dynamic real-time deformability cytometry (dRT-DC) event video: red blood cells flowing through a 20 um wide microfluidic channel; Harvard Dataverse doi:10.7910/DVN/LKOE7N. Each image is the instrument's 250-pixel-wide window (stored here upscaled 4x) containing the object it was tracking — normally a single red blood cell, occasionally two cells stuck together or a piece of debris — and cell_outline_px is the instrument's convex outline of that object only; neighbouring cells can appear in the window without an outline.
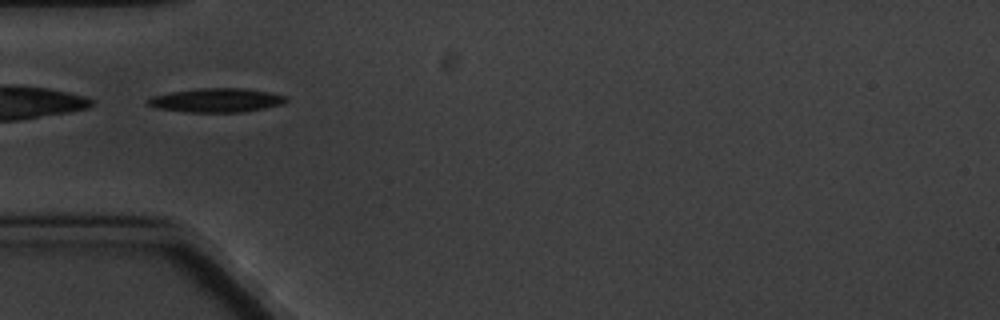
{"species": "common noctule bat (a hibernating species)", "species_latin": "Nyctalus noctula", "temperature_condition": "cold", "stored_images_in_passage": 7, "camera_frame_rate_fps": 3000, "um_per_image_px": 0.085, "animal": {"sex": "male", "body_mass_g": 20.1, "forearm_length_mm": 53.5}, "frame": {"image": 1, "passage_image": 6, "time_ms": 6.0, "image_size_px": [1000, 320], "cell_outline_px": [[288, 100], [284, 104], [264, 108], [240, 112], [192, 112], [156, 108], [148, 104], [144, 100], [152, 96], [168, 92], [196, 88], [248, 88], [288, 96]], "centroid_in_image_um": [18.4, 8.51], "position_along_channel_um": 66.6, "area_um2": 19.48}}